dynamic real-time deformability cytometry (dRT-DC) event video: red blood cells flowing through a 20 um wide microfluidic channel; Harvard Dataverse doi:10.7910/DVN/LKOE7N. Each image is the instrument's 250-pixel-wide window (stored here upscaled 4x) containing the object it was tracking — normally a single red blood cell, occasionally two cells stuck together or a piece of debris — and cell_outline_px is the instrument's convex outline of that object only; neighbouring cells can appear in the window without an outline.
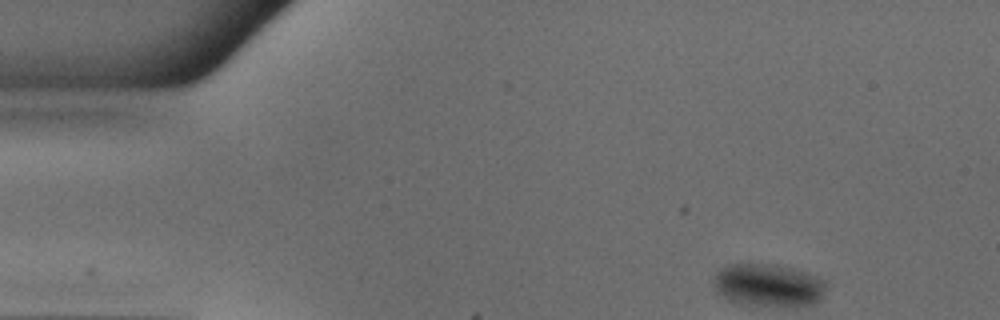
{"species": "common noctule bat (a hibernating species)", "species_latin": "Nyctalus noctula", "temperature_condition": "warm", "stored_images_in_passage": 46, "camera_frame_rate_fps": 3000, "um_per_image_px": 0.085, "animal": {"sex": "male", "body_mass_g": 18.8}, "frame": {"image": 1, "passage_image": 1, "time_ms": 0.0, "image_size_px": [1000, 320], "cell_outline_px": [[824, 288], [820, 300], [812, 304], [748, 304], [728, 300], [716, 292], [712, 284], [712, 280], [716, 272], [720, 268], [728, 264], [776, 264], [792, 268], [816, 276], [824, 280]], "centroid_in_image_um": [65.22, 24.2], "position_along_channel_um": 19.8, "area_um2": 27.46}}
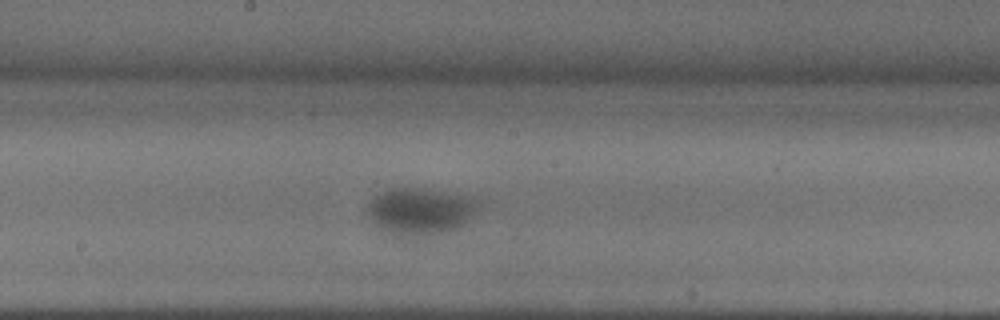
{"frame": {"image": 2, "passage_image": 22, "time_ms": 7.0, "image_size_px": [1000, 320], "cell_outline_px": [[480, 204], [468, 220], [464, 224], [440, 232], [396, 232], [384, 228], [376, 224], [372, 220], [368, 212], [368, 204], [376, 196], [384, 192], [396, 188], [416, 188], [460, 196], [472, 200]], "centroid_in_image_um": [35.7, 17.89], "position_along_channel_um": 212.5, "area_um2": 27.46}}
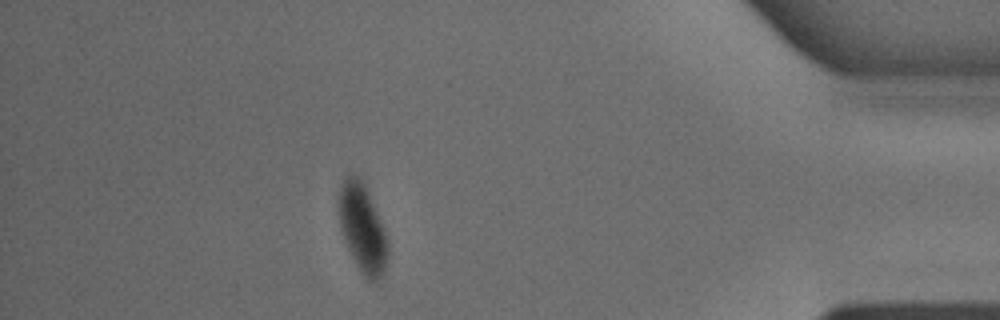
{"frame": {"image": 3, "passage_image": 40, "time_ms": 13.0, "image_size_px": [1000, 320], "cell_outline_px": [[388, 264], [384, 272], [376, 284], [368, 280], [360, 272], [344, 240], [340, 228], [336, 204], [336, 200], [340, 184], [348, 176], [360, 176], [364, 180], [384, 228], [388, 240]], "centroid_in_image_um": [30.8, 19.4], "position_along_channel_um": 404.4, "area_um2": 26.07}, "authors_computed_cell_mechanics": {"area_um2": 28.9, "velocity_mm_per_s": 3.9675, "shape_relaxation_time_tau1_ms": 6.4134, "shape_relaxation_time_tau2_ms": null, "deformation_change_tau1": 0.1298, "deformation_change_tau2": null}}